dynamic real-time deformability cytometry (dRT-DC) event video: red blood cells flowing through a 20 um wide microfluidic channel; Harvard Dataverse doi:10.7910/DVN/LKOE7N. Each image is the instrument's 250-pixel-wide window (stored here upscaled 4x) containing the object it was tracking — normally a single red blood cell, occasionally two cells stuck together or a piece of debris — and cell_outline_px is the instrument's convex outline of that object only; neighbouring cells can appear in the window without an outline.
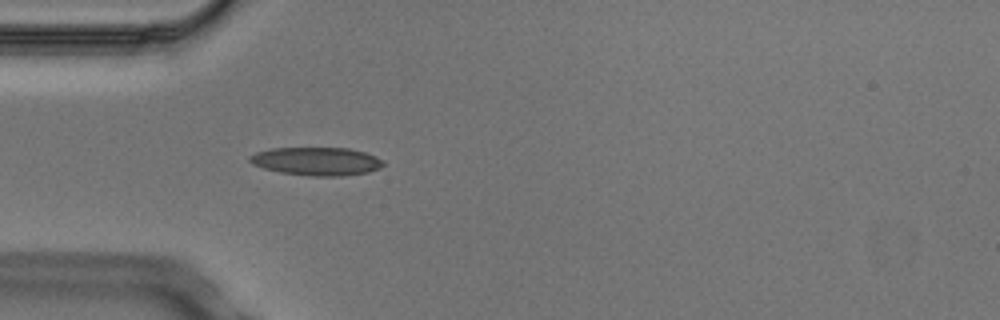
{"species": "Egyptian fruit bat (a non-hibernating species)", "species_latin": "Rousettus aegyptiacus", "temperature_condition": "cold", "stored_images_in_passage": 1, "camera_frame_rate_fps": 3000, "um_per_image_px": 0.085, "animal": {"sex": "male"}, "frame": {"image": 1, "passage_image": 1, "time_ms": 0.0, "image_size_px": [1000, 320], "cell_outline_px": [[384, 164], [380, 168], [368, 172], [344, 176], [312, 176], [280, 172], [264, 168], [252, 164], [248, 160], [248, 156], [256, 152], [272, 148], [348, 148], [364, 152], [376, 156], [384, 160]], "centroid_in_image_um": [26.92, 13.71], "position_along_channel_um": 58.1, "area_um2": 22.02}}